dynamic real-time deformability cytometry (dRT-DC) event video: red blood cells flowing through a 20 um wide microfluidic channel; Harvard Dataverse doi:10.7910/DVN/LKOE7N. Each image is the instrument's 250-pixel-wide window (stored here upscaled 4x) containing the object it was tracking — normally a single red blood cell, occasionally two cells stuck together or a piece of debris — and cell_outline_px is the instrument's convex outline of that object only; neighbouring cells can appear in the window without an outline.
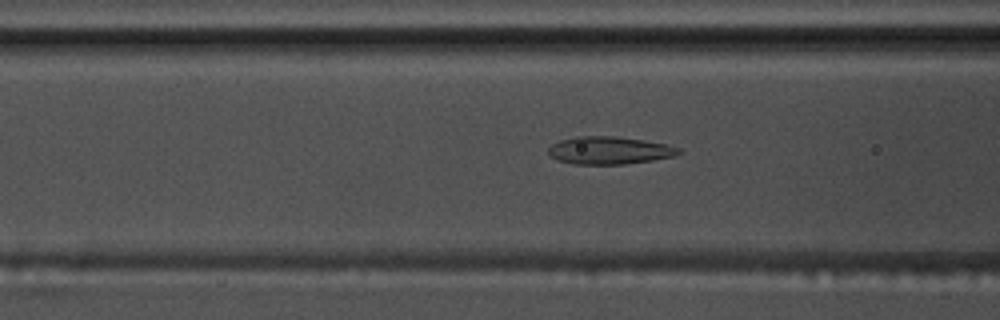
{"species": "common noctule bat (a hibernating species)", "species_latin": "Nyctalus noctula", "temperature_condition": "warm", "stored_images_in_passage": 55, "camera_frame_rate_fps": 3000, "um_per_image_px": 0.085, "animal": {"sex": "male", "body_mass_g": 17.5, "forearm_length_mm": 52.3}, "frame": {"image": 1, "passage_image": 21, "time_ms": 6.667, "image_size_px": [1000, 320], "cell_outline_px": [[684, 152], [676, 156], [652, 160], [624, 164], [572, 164], [556, 160], [548, 152], [548, 148], [552, 144], [560, 140], [576, 136], [616, 136], [644, 140], [664, 144], [680, 148]], "centroid_in_image_um": [51.8, 12.78], "position_along_channel_um": 114.8, "area_um2": 21.1}}
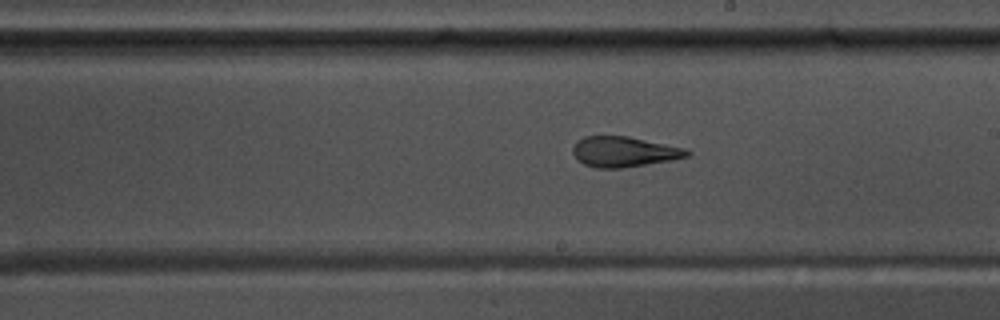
{"frame": {"image": 2, "passage_image": 31, "time_ms": 10.0, "image_size_px": [1000, 320], "cell_outline_px": [[692, 152], [688, 156], [672, 160], [620, 168], [596, 168], [584, 164], [576, 160], [572, 152], [572, 148], [576, 140], [584, 136], [628, 136], [684, 148]], "centroid_in_image_um": [52.99, 12.9], "position_along_channel_um": 236.0, "area_um2": 20.23}}
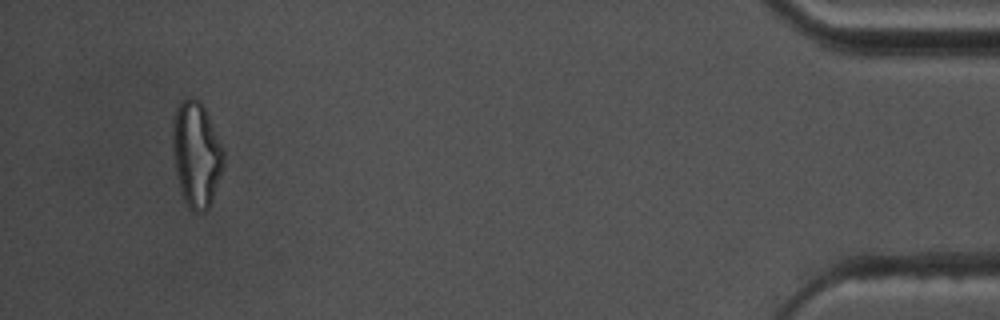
{"frame": {"image": 3, "passage_image": 52, "time_ms": 17.0, "image_size_px": [1000, 320], "cell_outline_px": [[224, 164], [212, 200], [208, 208], [204, 212], [192, 212], [188, 208], [184, 200], [180, 188], [172, 148], [172, 124], [176, 108], [180, 100], [192, 96], [200, 100], [208, 116], [224, 152]], "centroid_in_image_um": [16.67, 13.1], "position_along_channel_um": 418.5, "area_um2": 31.15}}